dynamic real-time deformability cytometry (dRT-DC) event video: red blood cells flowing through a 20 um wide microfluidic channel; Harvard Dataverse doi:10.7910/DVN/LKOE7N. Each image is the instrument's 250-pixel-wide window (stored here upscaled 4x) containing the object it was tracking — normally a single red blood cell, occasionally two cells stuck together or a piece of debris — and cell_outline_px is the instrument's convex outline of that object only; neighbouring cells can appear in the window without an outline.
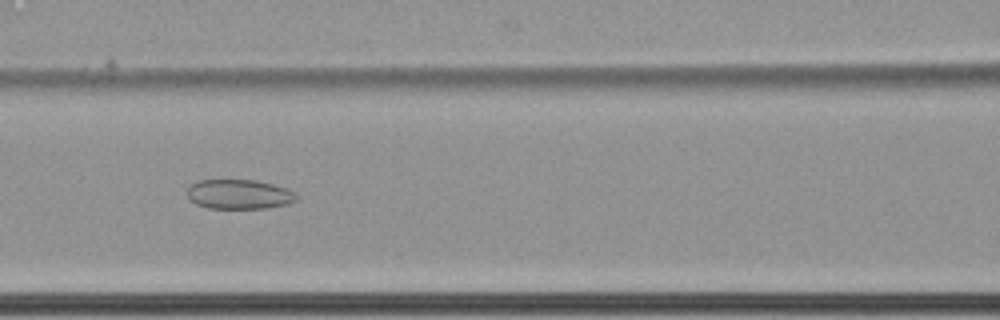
{"species": "common noctule bat (a hibernating species)", "species_latin": "Nyctalus noctula", "temperature_condition": "cold", "stored_images_in_passage": 65, "camera_frame_rate_fps": 3000, "um_per_image_px": 0.085, "animal": {"sex": "female", "body_mass_g": 22.7, "forearm_length_mm": 54.2}, "frame": {"image": 1, "passage_image": 33, "time_ms": 10.667, "image_size_px": [1000, 320], "cell_outline_px": [[296, 200], [288, 204], [268, 208], [208, 208], [196, 204], [188, 200], [188, 184], [196, 180], [256, 180], [288, 188], [296, 192]], "centroid_in_image_um": [20.3, 16.51], "position_along_channel_um": 146.3, "area_um2": 19.07}}
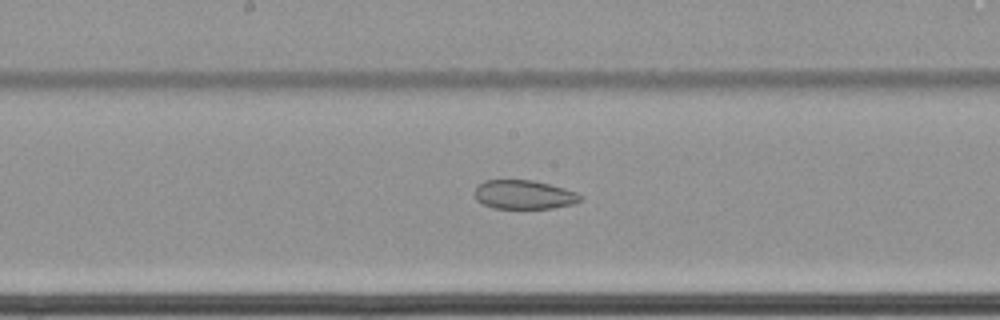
{"frame": {"image": 2, "passage_image": 38, "time_ms": 12.333, "image_size_px": [1000, 320], "cell_outline_px": [[584, 200], [572, 204], [556, 208], [492, 208], [476, 200], [472, 192], [476, 184], [484, 180], [532, 180], [564, 188], [576, 192]], "centroid_in_image_um": [44.48, 16.54], "position_along_channel_um": 203.7, "area_um2": 18.03}}
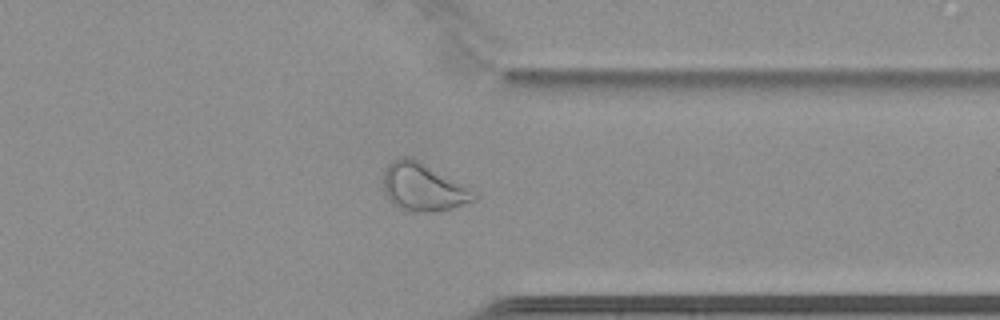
{"frame": {"image": 3, "passage_image": 53, "time_ms": 17.333, "image_size_px": [1000, 320], "cell_outline_px": [[476, 200], [452, 208], [432, 212], [404, 212], [392, 204], [388, 200], [384, 192], [384, 172], [388, 164], [392, 160], [400, 156], [408, 156], [420, 160], [476, 192]], "centroid_in_image_um": [35.93, 15.92], "position_along_channel_um": 375.5, "area_um2": 25.55}, "authors_computed_cell_mechanics": {"area_um2": 27.6284, "velocity_mm_per_s": 3.4501, "shape_relaxation_time_tau1_ms": null, "shape_relaxation_time_tau2_ms": 4.7407, "deformation_change_tau1": null, "deformation_change_tau2": 0.1033}}